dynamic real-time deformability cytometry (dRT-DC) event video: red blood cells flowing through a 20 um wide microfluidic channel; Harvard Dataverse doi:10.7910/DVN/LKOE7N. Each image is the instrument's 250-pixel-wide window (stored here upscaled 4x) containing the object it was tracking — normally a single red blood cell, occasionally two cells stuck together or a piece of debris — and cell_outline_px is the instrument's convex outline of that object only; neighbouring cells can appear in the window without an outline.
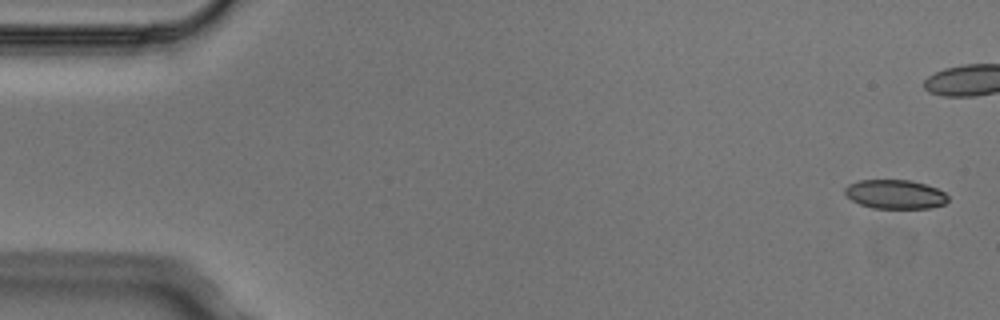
{"species": "Egyptian fruit bat (a non-hibernating species)", "species_latin": "Rousettus aegyptiacus", "temperature_condition": "cold", "stored_images_in_passage": 9, "camera_frame_rate_fps": 3000, "um_per_image_px": 0.085, "animal": {"sex": "male"}, "frame": {"image": 1, "passage_image": 1, "time_ms": 0.0, "image_size_px": [1000, 320], "cell_outline_px": [[948, 200], [944, 204], [928, 208], [872, 208], [860, 204], [852, 200], [844, 192], [844, 188], [848, 184], [860, 180], [908, 180], [924, 184], [936, 188], [944, 192], [948, 196]], "centroid_in_image_um": [76.07, 16.51], "position_along_channel_um": 8.9, "area_um2": 17.34}}
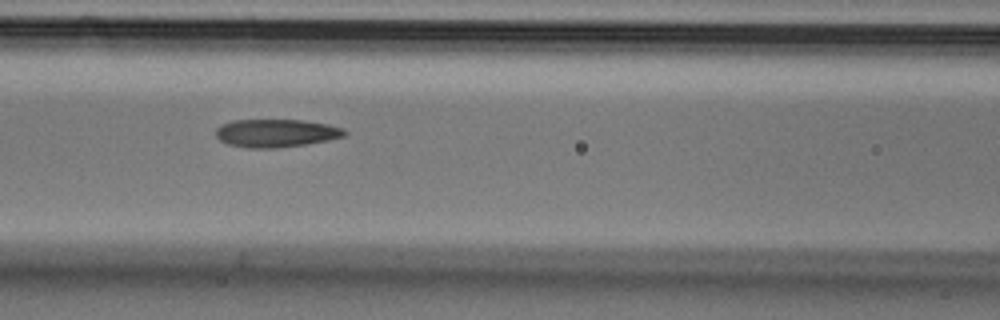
{"frame": {"image": 2, "passage_image": 8, "time_ms": 2.333, "image_size_px": [1000, 320], "cell_outline_px": [[348, 132], [344, 136], [328, 140], [304, 144], [276, 148], [248, 148], [228, 144], [220, 140], [216, 136], [216, 128], [220, 124], [232, 120], [304, 120], [328, 124], [344, 128]], "centroid_in_image_um": [23.46, 11.31], "position_along_channel_um": 143.1, "area_um2": 21.1}}
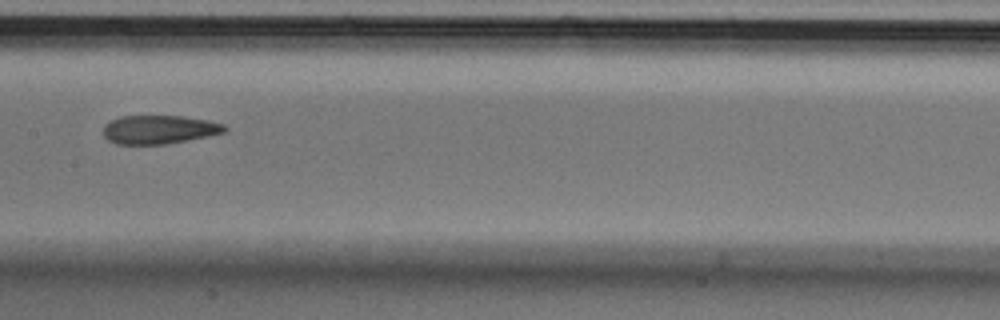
{"frame": {"image": 3, "passage_image": 9, "time_ms": 2.667, "image_size_px": [1000, 320], "cell_outline_px": [[228, 128], [224, 132], [208, 136], [188, 140], [164, 144], [116, 144], [108, 140], [104, 136], [104, 124], [120, 116], [180, 116], [208, 120], [224, 124]], "centroid_in_image_um": [13.52, 11.01], "position_along_channel_um": 193.9, "area_um2": 20.17}}